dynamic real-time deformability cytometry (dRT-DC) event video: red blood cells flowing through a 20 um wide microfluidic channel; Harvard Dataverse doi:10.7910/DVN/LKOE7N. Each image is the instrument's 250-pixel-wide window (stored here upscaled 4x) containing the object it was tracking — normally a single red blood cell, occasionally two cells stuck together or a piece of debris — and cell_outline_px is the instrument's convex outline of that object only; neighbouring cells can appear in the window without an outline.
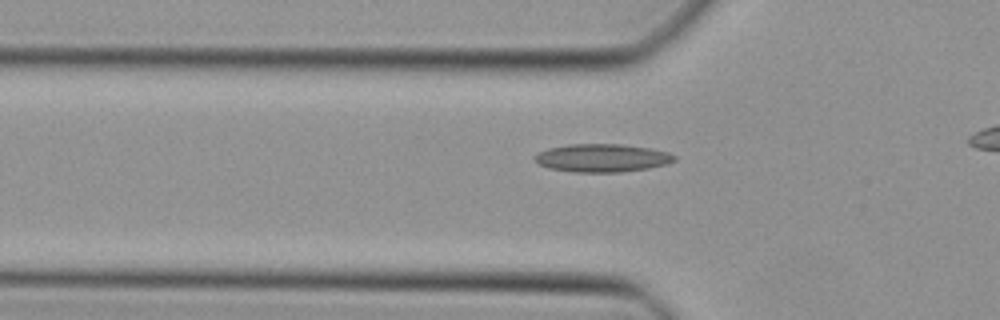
{"species": "Egyptian fruit bat (a non-hibernating species)", "species_latin": "Rousettus aegyptiacus", "temperature_condition": "cold", "stored_images_in_passage": 28, "camera_frame_rate_fps": 3000, "um_per_image_px": 0.085, "animal": {"sex": "female"}, "frame": {"image": 1, "passage_image": 3, "time_ms": 0.667, "image_size_px": [1000, 320], "cell_outline_px": [[676, 160], [668, 164], [648, 168], [620, 172], [572, 172], [548, 168], [536, 164], [532, 160], [532, 156], [536, 152], [548, 148], [568, 144], [620, 144], [648, 148], [668, 152], [676, 156]], "centroid_in_image_um": [51.1, 13.43], "position_along_channel_um": 74.7, "area_um2": 23.18}}
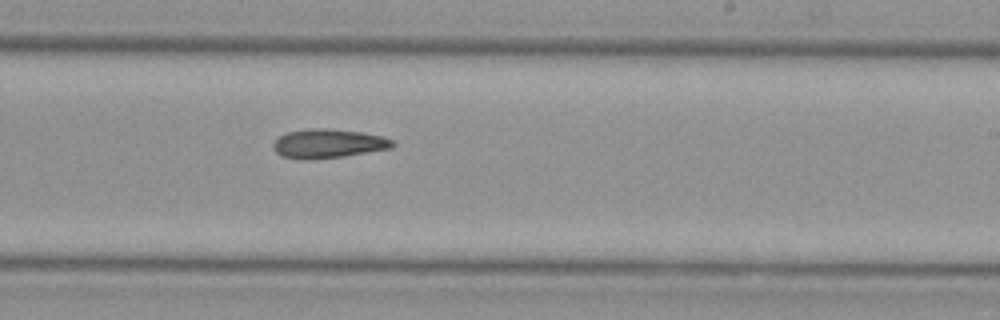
{"frame": {"image": 2, "passage_image": 16, "time_ms": 5.0, "image_size_px": [1000, 320], "cell_outline_px": [[396, 144], [392, 148], [344, 156], [308, 160], [304, 160], [280, 156], [272, 148], [272, 144], [280, 136], [288, 132], [312, 128], [324, 128], [360, 132], [384, 136], [392, 140]], "centroid_in_image_um": [27.89, 12.21], "position_along_channel_um": 261.1, "area_um2": 20.23}}
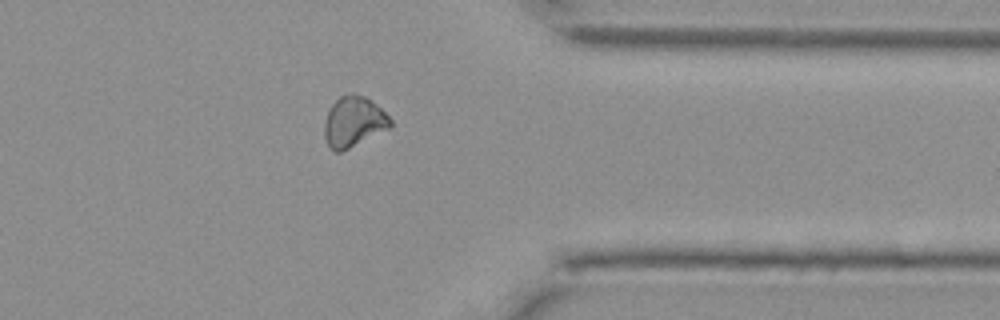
{"frame": {"image": 3, "passage_image": 25, "time_ms": 8.0, "image_size_px": [1000, 320], "cell_outline_px": [[392, 128], [340, 152], [332, 152], [328, 148], [324, 136], [324, 120], [332, 104], [340, 96], [348, 92], [352, 92], [364, 96], [372, 100], [392, 120]], "centroid_in_image_um": [30.05, 10.35], "position_along_channel_um": 381.3, "area_um2": 19.77}}